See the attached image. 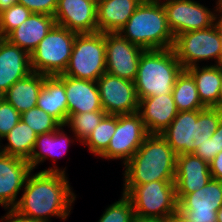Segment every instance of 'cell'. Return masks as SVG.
I'll list each match as a JSON object with an SVG mask.
<instances>
[{"instance_id":"1","label":"cell","mask_w":222,"mask_h":222,"mask_svg":"<svg viewBox=\"0 0 222 222\" xmlns=\"http://www.w3.org/2000/svg\"><path fill=\"white\" fill-rule=\"evenodd\" d=\"M54 166L34 175L29 173L23 194L13 207L14 210L29 218L45 222H50L51 216L60 217L64 221L67 219L76 195L71 191L66 167L62 170Z\"/></svg>"},{"instance_id":"2","label":"cell","mask_w":222,"mask_h":222,"mask_svg":"<svg viewBox=\"0 0 222 222\" xmlns=\"http://www.w3.org/2000/svg\"><path fill=\"white\" fill-rule=\"evenodd\" d=\"M177 154L161 134H149L124 165V185L175 181Z\"/></svg>"},{"instance_id":"3","label":"cell","mask_w":222,"mask_h":222,"mask_svg":"<svg viewBox=\"0 0 222 222\" xmlns=\"http://www.w3.org/2000/svg\"><path fill=\"white\" fill-rule=\"evenodd\" d=\"M119 33L144 50L168 49L174 44L162 0H143Z\"/></svg>"},{"instance_id":"4","label":"cell","mask_w":222,"mask_h":222,"mask_svg":"<svg viewBox=\"0 0 222 222\" xmlns=\"http://www.w3.org/2000/svg\"><path fill=\"white\" fill-rule=\"evenodd\" d=\"M183 70L172 48L145 50L139 59L134 81L138 100L172 94L177 77Z\"/></svg>"},{"instance_id":"5","label":"cell","mask_w":222,"mask_h":222,"mask_svg":"<svg viewBox=\"0 0 222 222\" xmlns=\"http://www.w3.org/2000/svg\"><path fill=\"white\" fill-rule=\"evenodd\" d=\"M78 33L55 24L30 54L32 72L46 76L63 74Z\"/></svg>"},{"instance_id":"6","label":"cell","mask_w":222,"mask_h":222,"mask_svg":"<svg viewBox=\"0 0 222 222\" xmlns=\"http://www.w3.org/2000/svg\"><path fill=\"white\" fill-rule=\"evenodd\" d=\"M106 72L105 34H77L63 75L97 81Z\"/></svg>"},{"instance_id":"7","label":"cell","mask_w":222,"mask_h":222,"mask_svg":"<svg viewBox=\"0 0 222 222\" xmlns=\"http://www.w3.org/2000/svg\"><path fill=\"white\" fill-rule=\"evenodd\" d=\"M175 181H153L124 185L123 193L133 204L135 215L168 219L178 210Z\"/></svg>"},{"instance_id":"8","label":"cell","mask_w":222,"mask_h":222,"mask_svg":"<svg viewBox=\"0 0 222 222\" xmlns=\"http://www.w3.org/2000/svg\"><path fill=\"white\" fill-rule=\"evenodd\" d=\"M172 49L184 70L208 59H215L216 65H220L222 33L216 23L205 29L184 32L174 38Z\"/></svg>"},{"instance_id":"9","label":"cell","mask_w":222,"mask_h":222,"mask_svg":"<svg viewBox=\"0 0 222 222\" xmlns=\"http://www.w3.org/2000/svg\"><path fill=\"white\" fill-rule=\"evenodd\" d=\"M149 135L138 112L116 115V130L107 149L100 155L105 159H122L125 165Z\"/></svg>"},{"instance_id":"10","label":"cell","mask_w":222,"mask_h":222,"mask_svg":"<svg viewBox=\"0 0 222 222\" xmlns=\"http://www.w3.org/2000/svg\"><path fill=\"white\" fill-rule=\"evenodd\" d=\"M167 24L174 38L215 24L216 13L194 0H164Z\"/></svg>"},{"instance_id":"11","label":"cell","mask_w":222,"mask_h":222,"mask_svg":"<svg viewBox=\"0 0 222 222\" xmlns=\"http://www.w3.org/2000/svg\"><path fill=\"white\" fill-rule=\"evenodd\" d=\"M102 109L106 114L119 115L138 112L135 83L105 72L97 81Z\"/></svg>"},{"instance_id":"12","label":"cell","mask_w":222,"mask_h":222,"mask_svg":"<svg viewBox=\"0 0 222 222\" xmlns=\"http://www.w3.org/2000/svg\"><path fill=\"white\" fill-rule=\"evenodd\" d=\"M104 34L106 72L134 82L137 76L139 59L145 50L129 42L119 32Z\"/></svg>"},{"instance_id":"13","label":"cell","mask_w":222,"mask_h":222,"mask_svg":"<svg viewBox=\"0 0 222 222\" xmlns=\"http://www.w3.org/2000/svg\"><path fill=\"white\" fill-rule=\"evenodd\" d=\"M221 207L222 181L213 178L178 201V210L193 222H217V211Z\"/></svg>"},{"instance_id":"14","label":"cell","mask_w":222,"mask_h":222,"mask_svg":"<svg viewBox=\"0 0 222 222\" xmlns=\"http://www.w3.org/2000/svg\"><path fill=\"white\" fill-rule=\"evenodd\" d=\"M97 4L87 0H58L55 23L78 34L96 33Z\"/></svg>"},{"instance_id":"15","label":"cell","mask_w":222,"mask_h":222,"mask_svg":"<svg viewBox=\"0 0 222 222\" xmlns=\"http://www.w3.org/2000/svg\"><path fill=\"white\" fill-rule=\"evenodd\" d=\"M32 171L27 160L0 152V206L8 209L17 204V195Z\"/></svg>"},{"instance_id":"16","label":"cell","mask_w":222,"mask_h":222,"mask_svg":"<svg viewBox=\"0 0 222 222\" xmlns=\"http://www.w3.org/2000/svg\"><path fill=\"white\" fill-rule=\"evenodd\" d=\"M212 178L209 164L195 154H180L176 159L175 190L177 201L204 187Z\"/></svg>"},{"instance_id":"17","label":"cell","mask_w":222,"mask_h":222,"mask_svg":"<svg viewBox=\"0 0 222 222\" xmlns=\"http://www.w3.org/2000/svg\"><path fill=\"white\" fill-rule=\"evenodd\" d=\"M178 112L172 94L146 97L138 105V113L149 134H161Z\"/></svg>"},{"instance_id":"18","label":"cell","mask_w":222,"mask_h":222,"mask_svg":"<svg viewBox=\"0 0 222 222\" xmlns=\"http://www.w3.org/2000/svg\"><path fill=\"white\" fill-rule=\"evenodd\" d=\"M31 72L30 55L7 39L0 38V91L5 93Z\"/></svg>"},{"instance_id":"19","label":"cell","mask_w":222,"mask_h":222,"mask_svg":"<svg viewBox=\"0 0 222 222\" xmlns=\"http://www.w3.org/2000/svg\"><path fill=\"white\" fill-rule=\"evenodd\" d=\"M57 76L65 85L68 115L104 111L96 81L77 79L63 74Z\"/></svg>"},{"instance_id":"20","label":"cell","mask_w":222,"mask_h":222,"mask_svg":"<svg viewBox=\"0 0 222 222\" xmlns=\"http://www.w3.org/2000/svg\"><path fill=\"white\" fill-rule=\"evenodd\" d=\"M55 24V19L51 15L32 13L5 39L30 55Z\"/></svg>"},{"instance_id":"21","label":"cell","mask_w":222,"mask_h":222,"mask_svg":"<svg viewBox=\"0 0 222 222\" xmlns=\"http://www.w3.org/2000/svg\"><path fill=\"white\" fill-rule=\"evenodd\" d=\"M196 121L197 110L179 111L170 125L161 133L177 155L193 153Z\"/></svg>"},{"instance_id":"22","label":"cell","mask_w":222,"mask_h":222,"mask_svg":"<svg viewBox=\"0 0 222 222\" xmlns=\"http://www.w3.org/2000/svg\"><path fill=\"white\" fill-rule=\"evenodd\" d=\"M143 0H99L97 4L98 32H119Z\"/></svg>"},{"instance_id":"23","label":"cell","mask_w":222,"mask_h":222,"mask_svg":"<svg viewBox=\"0 0 222 222\" xmlns=\"http://www.w3.org/2000/svg\"><path fill=\"white\" fill-rule=\"evenodd\" d=\"M36 106L54 117L61 125L66 124L68 119L66 89L64 82L57 75H45Z\"/></svg>"},{"instance_id":"24","label":"cell","mask_w":222,"mask_h":222,"mask_svg":"<svg viewBox=\"0 0 222 222\" xmlns=\"http://www.w3.org/2000/svg\"><path fill=\"white\" fill-rule=\"evenodd\" d=\"M194 78L199 98L205 107L220 108L221 65L193 66L186 69Z\"/></svg>"},{"instance_id":"25","label":"cell","mask_w":222,"mask_h":222,"mask_svg":"<svg viewBox=\"0 0 222 222\" xmlns=\"http://www.w3.org/2000/svg\"><path fill=\"white\" fill-rule=\"evenodd\" d=\"M45 75L31 72L27 77L16 81L5 93L4 99L20 114L36 107L39 92L43 87Z\"/></svg>"},{"instance_id":"26","label":"cell","mask_w":222,"mask_h":222,"mask_svg":"<svg viewBox=\"0 0 222 222\" xmlns=\"http://www.w3.org/2000/svg\"><path fill=\"white\" fill-rule=\"evenodd\" d=\"M63 127L64 125H60L55 131L37 136L32 154L27 160L32 170L35 169L39 163L48 159V157L52 158L53 162H56L58 157H62V155L67 152L69 143H71L72 140H69L70 138H68V135L63 131Z\"/></svg>"},{"instance_id":"27","label":"cell","mask_w":222,"mask_h":222,"mask_svg":"<svg viewBox=\"0 0 222 222\" xmlns=\"http://www.w3.org/2000/svg\"><path fill=\"white\" fill-rule=\"evenodd\" d=\"M37 136L33 129L20 120L3 137V139H7L8 143L4 147L0 145V152L28 160L34 149Z\"/></svg>"},{"instance_id":"28","label":"cell","mask_w":222,"mask_h":222,"mask_svg":"<svg viewBox=\"0 0 222 222\" xmlns=\"http://www.w3.org/2000/svg\"><path fill=\"white\" fill-rule=\"evenodd\" d=\"M172 96L178 111H193L206 108L199 98L194 78L187 70H183L177 77Z\"/></svg>"},{"instance_id":"29","label":"cell","mask_w":222,"mask_h":222,"mask_svg":"<svg viewBox=\"0 0 222 222\" xmlns=\"http://www.w3.org/2000/svg\"><path fill=\"white\" fill-rule=\"evenodd\" d=\"M116 130V115L107 114L82 143L98 157L107 149Z\"/></svg>"},{"instance_id":"30","label":"cell","mask_w":222,"mask_h":222,"mask_svg":"<svg viewBox=\"0 0 222 222\" xmlns=\"http://www.w3.org/2000/svg\"><path fill=\"white\" fill-rule=\"evenodd\" d=\"M106 115L105 111L68 115L64 126H70V130L75 134L74 137L78 139L77 141L83 143Z\"/></svg>"},{"instance_id":"31","label":"cell","mask_w":222,"mask_h":222,"mask_svg":"<svg viewBox=\"0 0 222 222\" xmlns=\"http://www.w3.org/2000/svg\"><path fill=\"white\" fill-rule=\"evenodd\" d=\"M222 119V108L206 107L197 110L196 136L194 142H204L211 138Z\"/></svg>"},{"instance_id":"32","label":"cell","mask_w":222,"mask_h":222,"mask_svg":"<svg viewBox=\"0 0 222 222\" xmlns=\"http://www.w3.org/2000/svg\"><path fill=\"white\" fill-rule=\"evenodd\" d=\"M37 135L55 131L61 124L39 107L21 113V118Z\"/></svg>"},{"instance_id":"33","label":"cell","mask_w":222,"mask_h":222,"mask_svg":"<svg viewBox=\"0 0 222 222\" xmlns=\"http://www.w3.org/2000/svg\"><path fill=\"white\" fill-rule=\"evenodd\" d=\"M32 12L24 5L16 3L0 11V38H5L12 30L20 26Z\"/></svg>"},{"instance_id":"34","label":"cell","mask_w":222,"mask_h":222,"mask_svg":"<svg viewBox=\"0 0 222 222\" xmlns=\"http://www.w3.org/2000/svg\"><path fill=\"white\" fill-rule=\"evenodd\" d=\"M134 217L131 199L122 193V198L108 206L98 222H133Z\"/></svg>"},{"instance_id":"35","label":"cell","mask_w":222,"mask_h":222,"mask_svg":"<svg viewBox=\"0 0 222 222\" xmlns=\"http://www.w3.org/2000/svg\"><path fill=\"white\" fill-rule=\"evenodd\" d=\"M21 114L5 99L0 103V141L20 121Z\"/></svg>"},{"instance_id":"36","label":"cell","mask_w":222,"mask_h":222,"mask_svg":"<svg viewBox=\"0 0 222 222\" xmlns=\"http://www.w3.org/2000/svg\"><path fill=\"white\" fill-rule=\"evenodd\" d=\"M193 154L209 164L217 155L216 132L204 142H194Z\"/></svg>"},{"instance_id":"37","label":"cell","mask_w":222,"mask_h":222,"mask_svg":"<svg viewBox=\"0 0 222 222\" xmlns=\"http://www.w3.org/2000/svg\"><path fill=\"white\" fill-rule=\"evenodd\" d=\"M17 3L24 5L32 13L54 16L58 0H17Z\"/></svg>"},{"instance_id":"38","label":"cell","mask_w":222,"mask_h":222,"mask_svg":"<svg viewBox=\"0 0 222 222\" xmlns=\"http://www.w3.org/2000/svg\"><path fill=\"white\" fill-rule=\"evenodd\" d=\"M8 212L5 216L2 217V220H6V222H45L37 219H32L27 216H24L14 210L13 208H8ZM3 222V221H2Z\"/></svg>"},{"instance_id":"39","label":"cell","mask_w":222,"mask_h":222,"mask_svg":"<svg viewBox=\"0 0 222 222\" xmlns=\"http://www.w3.org/2000/svg\"><path fill=\"white\" fill-rule=\"evenodd\" d=\"M209 168L212 178L222 181V151L209 163Z\"/></svg>"},{"instance_id":"40","label":"cell","mask_w":222,"mask_h":222,"mask_svg":"<svg viewBox=\"0 0 222 222\" xmlns=\"http://www.w3.org/2000/svg\"><path fill=\"white\" fill-rule=\"evenodd\" d=\"M167 222H193L192 220L188 219L182 212L177 210L173 215H171Z\"/></svg>"},{"instance_id":"41","label":"cell","mask_w":222,"mask_h":222,"mask_svg":"<svg viewBox=\"0 0 222 222\" xmlns=\"http://www.w3.org/2000/svg\"><path fill=\"white\" fill-rule=\"evenodd\" d=\"M217 6H216V10H214V12H217L216 13V20H215V23L216 25L218 26L219 30L221 31L222 33V0H217ZM218 19V20H217Z\"/></svg>"},{"instance_id":"42","label":"cell","mask_w":222,"mask_h":222,"mask_svg":"<svg viewBox=\"0 0 222 222\" xmlns=\"http://www.w3.org/2000/svg\"><path fill=\"white\" fill-rule=\"evenodd\" d=\"M133 222H167V219L158 217H142L139 215H135Z\"/></svg>"},{"instance_id":"43","label":"cell","mask_w":222,"mask_h":222,"mask_svg":"<svg viewBox=\"0 0 222 222\" xmlns=\"http://www.w3.org/2000/svg\"><path fill=\"white\" fill-rule=\"evenodd\" d=\"M216 132L217 154L222 151V119L219 122Z\"/></svg>"},{"instance_id":"44","label":"cell","mask_w":222,"mask_h":222,"mask_svg":"<svg viewBox=\"0 0 222 222\" xmlns=\"http://www.w3.org/2000/svg\"><path fill=\"white\" fill-rule=\"evenodd\" d=\"M17 0H0V11L16 4Z\"/></svg>"},{"instance_id":"45","label":"cell","mask_w":222,"mask_h":222,"mask_svg":"<svg viewBox=\"0 0 222 222\" xmlns=\"http://www.w3.org/2000/svg\"><path fill=\"white\" fill-rule=\"evenodd\" d=\"M217 222H222V207L217 211Z\"/></svg>"},{"instance_id":"46","label":"cell","mask_w":222,"mask_h":222,"mask_svg":"<svg viewBox=\"0 0 222 222\" xmlns=\"http://www.w3.org/2000/svg\"><path fill=\"white\" fill-rule=\"evenodd\" d=\"M220 108H222V79L220 83Z\"/></svg>"},{"instance_id":"47","label":"cell","mask_w":222,"mask_h":222,"mask_svg":"<svg viewBox=\"0 0 222 222\" xmlns=\"http://www.w3.org/2000/svg\"><path fill=\"white\" fill-rule=\"evenodd\" d=\"M4 100V93L0 91V103Z\"/></svg>"},{"instance_id":"48","label":"cell","mask_w":222,"mask_h":222,"mask_svg":"<svg viewBox=\"0 0 222 222\" xmlns=\"http://www.w3.org/2000/svg\"><path fill=\"white\" fill-rule=\"evenodd\" d=\"M87 1H92V2H95L96 4H98L99 0H87Z\"/></svg>"},{"instance_id":"49","label":"cell","mask_w":222,"mask_h":222,"mask_svg":"<svg viewBox=\"0 0 222 222\" xmlns=\"http://www.w3.org/2000/svg\"><path fill=\"white\" fill-rule=\"evenodd\" d=\"M220 65L222 66V54H221V59H220Z\"/></svg>"}]
</instances>
